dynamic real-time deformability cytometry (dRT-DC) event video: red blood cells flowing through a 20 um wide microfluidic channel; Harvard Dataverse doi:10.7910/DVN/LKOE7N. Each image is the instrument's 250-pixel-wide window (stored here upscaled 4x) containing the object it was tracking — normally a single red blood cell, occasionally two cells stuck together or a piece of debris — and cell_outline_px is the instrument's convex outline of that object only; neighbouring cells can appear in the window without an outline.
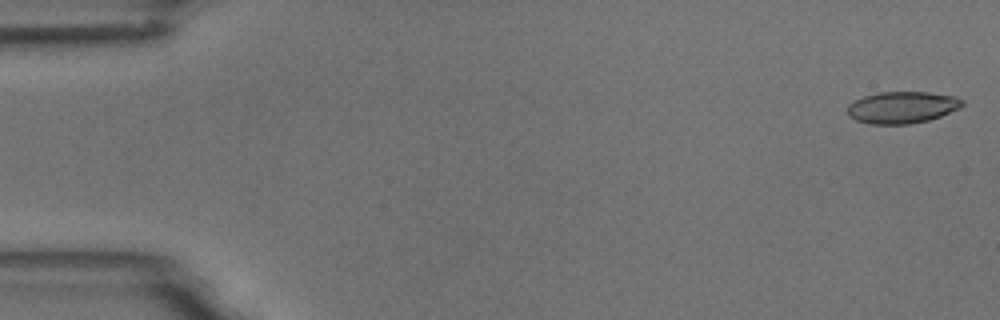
{"species": "common noctule bat (a hibernating species)", "species_latin": "Nyctalus noctula", "temperature_condition": "room temperature", "stored_images_in_passage": 55, "camera_frame_rate_fps": 3000, "um_per_image_px": 0.085, "animal": {"sex": "male", "body_mass_g": 18.8}, "frame": {"image": 1, "passage_image": 1, "time_ms": 0.0, "image_size_px": [1000, 320], "cell_outline_px": [[964, 104], [960, 108], [940, 116], [928, 120], [908, 124], [872, 124], [856, 120], [848, 116], [848, 104], [864, 96], [880, 92], [928, 92], [956, 96], [964, 100]], "centroid_in_image_um": [76.7, 9.12], "position_along_channel_um": 8.3, "area_um2": 21.27}}
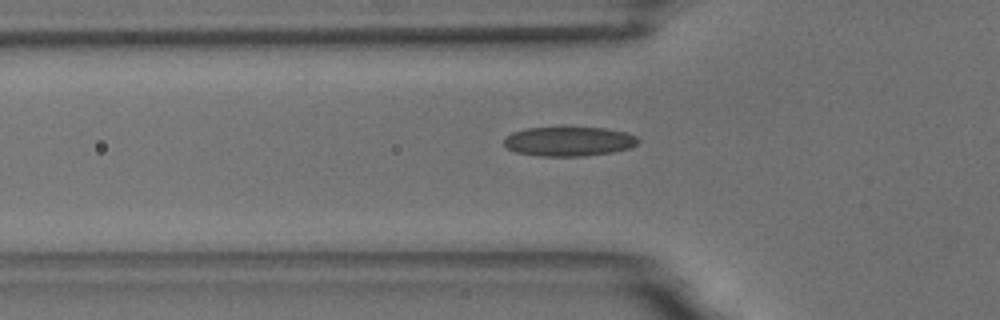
{"frame": {"image": 2, "passage_image": 18, "time_ms": 5.667, "image_size_px": [1000, 320], "cell_outline_px": [[640, 140], [636, 144], [628, 148], [612, 152], [584, 156], [536, 156], [516, 152], [508, 148], [504, 144], [504, 136], [512, 132], [524, 128], [604, 128], [628, 132], [636, 136]], "centroid_in_image_um": [48.33, 12.02], "position_along_channel_um": 77.5, "area_um2": 23.0}}
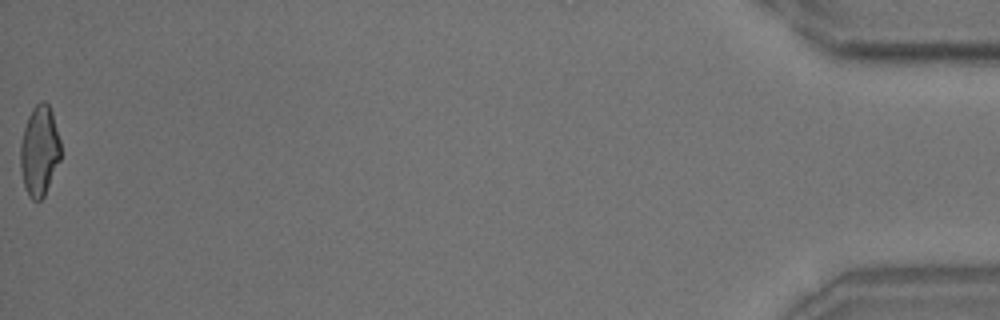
{"frame": {"image": 3, "passage_image": 55, "time_ms": 18.0, "image_size_px": [1000, 320], "cell_outline_px": [[60, 160], [44, 196], [40, 200], [32, 200], [28, 196], [24, 188], [20, 168], [20, 144], [24, 128], [28, 116], [32, 108], [40, 100], [44, 100], [48, 104], [52, 112], [60, 140]], "centroid_in_image_um": [3.34, 12.82], "position_along_channel_um": 431.9, "area_um2": 21.33}, "authors_computed_cell_mechanics": {"area_um2": 21.8484, "velocity_mm_per_s": 3.6656, "shape_relaxation_time_tau1_ms": 8.1769, "shape_relaxation_time_tau2_ms": 1.6459, "deformation_change_tau1": 0.1936, "deformation_change_tau2": 0.0872}}